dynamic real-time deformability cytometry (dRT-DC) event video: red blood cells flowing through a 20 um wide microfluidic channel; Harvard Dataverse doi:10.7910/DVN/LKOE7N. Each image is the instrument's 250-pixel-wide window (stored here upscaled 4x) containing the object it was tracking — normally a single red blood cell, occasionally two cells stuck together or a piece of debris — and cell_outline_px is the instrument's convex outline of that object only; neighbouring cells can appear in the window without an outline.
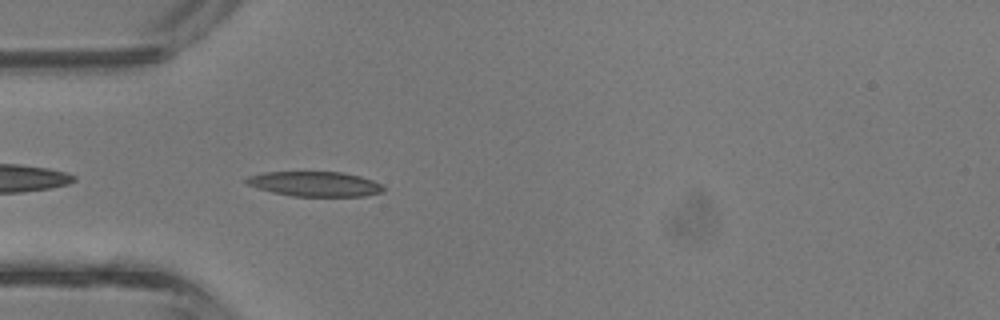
{"species": "common noctule bat (a hibernating species)", "species_latin": "Nyctalus noctula", "temperature_condition": "room temperature", "stored_images_in_passage": 32, "camera_frame_rate_fps": 3000, "um_per_image_px": 0.085, "animal": {"sex": "male", "body_mass_g": 13.3}, "frame": {"image": 1, "passage_image": 2, "time_ms": 0.333, "image_size_px": [1000, 320], "cell_outline_px": [[384, 192], [364, 196], [292, 196], [272, 192], [248, 184], [244, 180], [248, 176], [264, 172], [344, 172], [360, 176], [372, 180], [380, 184], [384, 188]], "centroid_in_image_um": [26.79, 15.63], "position_along_channel_um": 58.2, "area_um2": 19.77}}
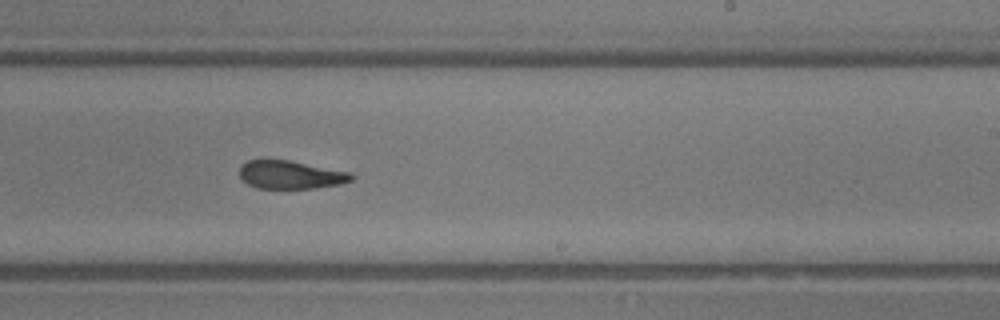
{"frame": {"image": 2, "passage_image": 15, "time_ms": 4.667, "image_size_px": [1000, 320], "cell_outline_px": [[352, 180], [340, 184], [316, 188], [256, 188], [248, 184], [240, 176], [240, 168], [248, 160], [288, 160], [352, 172]], "centroid_in_image_um": [24.73, 14.86], "position_along_channel_um": 264.3, "area_um2": 18.21}}
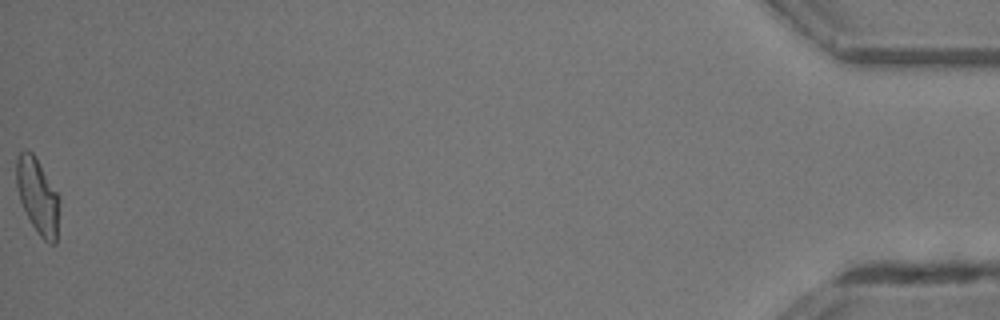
{"frame": {"image": 3, "passage_image": 32, "time_ms": 10.333, "image_size_px": [1000, 320], "cell_outline_px": [[60, 200], [56, 244], [48, 244], [40, 236], [32, 224], [20, 200], [16, 184], [16, 156], [24, 148], [32, 152], [36, 156], [60, 196]], "centroid_in_image_um": [3.22, 16.63], "position_along_channel_um": 432.0, "area_um2": 19.19}, "authors_computed_cell_mechanics": {"area_um2": 19.3919, "velocity_mm_per_s": 4.835, "shape_relaxation_time_tau1_ms": null, "shape_relaxation_time_tau2_ms": 2.9951, "deformation_change_tau1": null, "deformation_change_tau2": 0.1341}}